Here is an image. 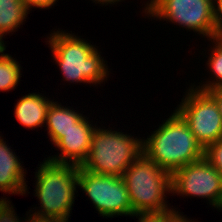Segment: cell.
<instances>
[{"instance_id":"6da1fadb","label":"cell","mask_w":222,"mask_h":222,"mask_svg":"<svg viewBox=\"0 0 222 222\" xmlns=\"http://www.w3.org/2000/svg\"><path fill=\"white\" fill-rule=\"evenodd\" d=\"M65 30L52 31L46 39L55 63L67 83H86L97 86L109 77L107 61L96 45ZM106 62V63H105Z\"/></svg>"},{"instance_id":"7a4b0ae2","label":"cell","mask_w":222,"mask_h":222,"mask_svg":"<svg viewBox=\"0 0 222 222\" xmlns=\"http://www.w3.org/2000/svg\"><path fill=\"white\" fill-rule=\"evenodd\" d=\"M172 113L151 132V136L142 137V154L171 175L204 157V149L186 121L176 110Z\"/></svg>"},{"instance_id":"3957f363","label":"cell","mask_w":222,"mask_h":222,"mask_svg":"<svg viewBox=\"0 0 222 222\" xmlns=\"http://www.w3.org/2000/svg\"><path fill=\"white\" fill-rule=\"evenodd\" d=\"M35 172V195L40 208L29 210L33 215L69 220L76 200L78 165L54 163L45 158Z\"/></svg>"},{"instance_id":"277c9868","label":"cell","mask_w":222,"mask_h":222,"mask_svg":"<svg viewBox=\"0 0 222 222\" xmlns=\"http://www.w3.org/2000/svg\"><path fill=\"white\" fill-rule=\"evenodd\" d=\"M122 178L127 187L134 215L174 209L166 201L167 194H172L171 174L143 154L125 170Z\"/></svg>"},{"instance_id":"5b68a950","label":"cell","mask_w":222,"mask_h":222,"mask_svg":"<svg viewBox=\"0 0 222 222\" xmlns=\"http://www.w3.org/2000/svg\"><path fill=\"white\" fill-rule=\"evenodd\" d=\"M110 128L96 126L86 159L79 166L101 175L122 177L125 170L142 154V139Z\"/></svg>"},{"instance_id":"8992f818","label":"cell","mask_w":222,"mask_h":222,"mask_svg":"<svg viewBox=\"0 0 222 222\" xmlns=\"http://www.w3.org/2000/svg\"><path fill=\"white\" fill-rule=\"evenodd\" d=\"M143 8L147 17L193 30L207 40L221 35L216 30L214 4L210 0H149Z\"/></svg>"},{"instance_id":"52a82bcc","label":"cell","mask_w":222,"mask_h":222,"mask_svg":"<svg viewBox=\"0 0 222 222\" xmlns=\"http://www.w3.org/2000/svg\"><path fill=\"white\" fill-rule=\"evenodd\" d=\"M78 188L86 193L103 218L134 216L122 177L96 174L78 166Z\"/></svg>"},{"instance_id":"ba28073f","label":"cell","mask_w":222,"mask_h":222,"mask_svg":"<svg viewBox=\"0 0 222 222\" xmlns=\"http://www.w3.org/2000/svg\"><path fill=\"white\" fill-rule=\"evenodd\" d=\"M175 110L186 121L196 141L205 149L222 138V115L215 99L189 85Z\"/></svg>"},{"instance_id":"9c48e42d","label":"cell","mask_w":222,"mask_h":222,"mask_svg":"<svg viewBox=\"0 0 222 222\" xmlns=\"http://www.w3.org/2000/svg\"><path fill=\"white\" fill-rule=\"evenodd\" d=\"M172 194L207 199L211 207H222V176L204 157L171 175Z\"/></svg>"},{"instance_id":"30bf717a","label":"cell","mask_w":222,"mask_h":222,"mask_svg":"<svg viewBox=\"0 0 222 222\" xmlns=\"http://www.w3.org/2000/svg\"><path fill=\"white\" fill-rule=\"evenodd\" d=\"M87 116L83 117L72 129L64 133V136L54 145L57 155L46 159L54 163L75 164L80 166L86 159L91 147L92 135L96 128Z\"/></svg>"},{"instance_id":"8fae6325","label":"cell","mask_w":222,"mask_h":222,"mask_svg":"<svg viewBox=\"0 0 222 222\" xmlns=\"http://www.w3.org/2000/svg\"><path fill=\"white\" fill-rule=\"evenodd\" d=\"M2 138V139H1ZM15 154L13 149L6 144L3 136H0V191L5 194L27 195L28 188L26 184L27 170H24L22 162ZM25 171V172H24Z\"/></svg>"},{"instance_id":"7c38bea8","label":"cell","mask_w":222,"mask_h":222,"mask_svg":"<svg viewBox=\"0 0 222 222\" xmlns=\"http://www.w3.org/2000/svg\"><path fill=\"white\" fill-rule=\"evenodd\" d=\"M52 101L37 92L24 95L14 105V115L17 122L23 125L24 128L33 130L45 127L47 112Z\"/></svg>"},{"instance_id":"4fadbf2b","label":"cell","mask_w":222,"mask_h":222,"mask_svg":"<svg viewBox=\"0 0 222 222\" xmlns=\"http://www.w3.org/2000/svg\"><path fill=\"white\" fill-rule=\"evenodd\" d=\"M84 116L83 113L71 109L70 106L63 107L53 98L45 121L51 143L55 145L64 133L72 129Z\"/></svg>"},{"instance_id":"5bb4252c","label":"cell","mask_w":222,"mask_h":222,"mask_svg":"<svg viewBox=\"0 0 222 222\" xmlns=\"http://www.w3.org/2000/svg\"><path fill=\"white\" fill-rule=\"evenodd\" d=\"M28 14L30 12L22 0H0V35L5 37L9 33L17 31L26 21Z\"/></svg>"},{"instance_id":"9a60e30c","label":"cell","mask_w":222,"mask_h":222,"mask_svg":"<svg viewBox=\"0 0 222 222\" xmlns=\"http://www.w3.org/2000/svg\"><path fill=\"white\" fill-rule=\"evenodd\" d=\"M209 41H211L213 45L211 46L212 48H209L208 50L211 53L209 54V56H206V58L208 57L206 68H209L208 70H210L211 72L209 74H211L213 78L208 79L203 83L199 82V85L197 86L195 85V83L192 84L195 89L204 92L222 86V34L209 39Z\"/></svg>"},{"instance_id":"2e32d148","label":"cell","mask_w":222,"mask_h":222,"mask_svg":"<svg viewBox=\"0 0 222 222\" xmlns=\"http://www.w3.org/2000/svg\"><path fill=\"white\" fill-rule=\"evenodd\" d=\"M21 65L10 54L0 57V91L8 92L16 89L22 77Z\"/></svg>"},{"instance_id":"e0dca14e","label":"cell","mask_w":222,"mask_h":222,"mask_svg":"<svg viewBox=\"0 0 222 222\" xmlns=\"http://www.w3.org/2000/svg\"><path fill=\"white\" fill-rule=\"evenodd\" d=\"M19 216L14 210L11 201L6 198H0V222H22ZM23 222H67L62 219H52L46 217H39L27 212L26 218H23Z\"/></svg>"},{"instance_id":"ac0fdd59","label":"cell","mask_w":222,"mask_h":222,"mask_svg":"<svg viewBox=\"0 0 222 222\" xmlns=\"http://www.w3.org/2000/svg\"><path fill=\"white\" fill-rule=\"evenodd\" d=\"M204 158L215 167L222 176V138L204 149Z\"/></svg>"},{"instance_id":"d6986e66","label":"cell","mask_w":222,"mask_h":222,"mask_svg":"<svg viewBox=\"0 0 222 222\" xmlns=\"http://www.w3.org/2000/svg\"><path fill=\"white\" fill-rule=\"evenodd\" d=\"M174 207L173 210L163 212V222H195V220H191L186 215H183ZM198 222V221H196Z\"/></svg>"},{"instance_id":"ffe728a7","label":"cell","mask_w":222,"mask_h":222,"mask_svg":"<svg viewBox=\"0 0 222 222\" xmlns=\"http://www.w3.org/2000/svg\"><path fill=\"white\" fill-rule=\"evenodd\" d=\"M23 4L30 12L33 8L49 9L51 6H55L58 0H22ZM32 8V9H31Z\"/></svg>"},{"instance_id":"44dd1931","label":"cell","mask_w":222,"mask_h":222,"mask_svg":"<svg viewBox=\"0 0 222 222\" xmlns=\"http://www.w3.org/2000/svg\"><path fill=\"white\" fill-rule=\"evenodd\" d=\"M138 222H163V212L135 214Z\"/></svg>"},{"instance_id":"7402d4cb","label":"cell","mask_w":222,"mask_h":222,"mask_svg":"<svg viewBox=\"0 0 222 222\" xmlns=\"http://www.w3.org/2000/svg\"><path fill=\"white\" fill-rule=\"evenodd\" d=\"M216 30L222 34V0L214 4Z\"/></svg>"},{"instance_id":"603a6c76","label":"cell","mask_w":222,"mask_h":222,"mask_svg":"<svg viewBox=\"0 0 222 222\" xmlns=\"http://www.w3.org/2000/svg\"><path fill=\"white\" fill-rule=\"evenodd\" d=\"M207 92L215 99L216 103L218 104L220 113L222 115V86L211 89Z\"/></svg>"},{"instance_id":"cb8c5ba5","label":"cell","mask_w":222,"mask_h":222,"mask_svg":"<svg viewBox=\"0 0 222 222\" xmlns=\"http://www.w3.org/2000/svg\"><path fill=\"white\" fill-rule=\"evenodd\" d=\"M91 1H93V3H95V4H101V5H104L105 4V6H107V5H113V4H115L116 3V5H117V3H119V2H121L122 0H91ZM124 1V0H123Z\"/></svg>"},{"instance_id":"d4e9b609","label":"cell","mask_w":222,"mask_h":222,"mask_svg":"<svg viewBox=\"0 0 222 222\" xmlns=\"http://www.w3.org/2000/svg\"><path fill=\"white\" fill-rule=\"evenodd\" d=\"M2 38H5L3 37L2 35H0V57L5 53V50H6V43H4V40Z\"/></svg>"},{"instance_id":"484cf974","label":"cell","mask_w":222,"mask_h":222,"mask_svg":"<svg viewBox=\"0 0 222 222\" xmlns=\"http://www.w3.org/2000/svg\"><path fill=\"white\" fill-rule=\"evenodd\" d=\"M213 4H216L219 0H210Z\"/></svg>"}]
</instances>
